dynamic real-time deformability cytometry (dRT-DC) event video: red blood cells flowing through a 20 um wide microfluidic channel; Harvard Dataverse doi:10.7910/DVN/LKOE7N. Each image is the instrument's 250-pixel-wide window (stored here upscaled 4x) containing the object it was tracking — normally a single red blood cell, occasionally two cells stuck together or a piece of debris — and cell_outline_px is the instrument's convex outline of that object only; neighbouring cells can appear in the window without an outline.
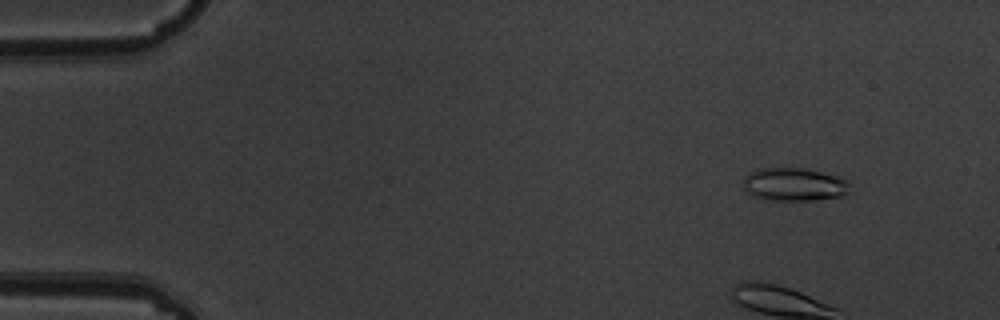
{"species": "common noctule bat (a hibernating species)", "species_latin": "Nyctalus noctula", "temperature_condition": "warm", "stored_images_in_passage": 5, "camera_frame_rate_fps": 3000, "um_per_image_px": 0.085, "animal": {"sex": "male", "body_mass_g": 19.5, "forearm_length_mm": 54.6}, "frame": {"image": 1, "passage_image": 2, "time_ms": 0.333, "image_size_px": [1000, 320], "cell_outline_px": [[852, 192], [840, 196], [812, 200], [772, 200], [752, 196], [744, 192], [744, 176], [748, 172], [756, 168], [804, 168], [836, 176], [848, 180]], "centroid_in_image_um": [67.48, 15.67], "position_along_channel_um": 17.5, "area_um2": 20.81}}